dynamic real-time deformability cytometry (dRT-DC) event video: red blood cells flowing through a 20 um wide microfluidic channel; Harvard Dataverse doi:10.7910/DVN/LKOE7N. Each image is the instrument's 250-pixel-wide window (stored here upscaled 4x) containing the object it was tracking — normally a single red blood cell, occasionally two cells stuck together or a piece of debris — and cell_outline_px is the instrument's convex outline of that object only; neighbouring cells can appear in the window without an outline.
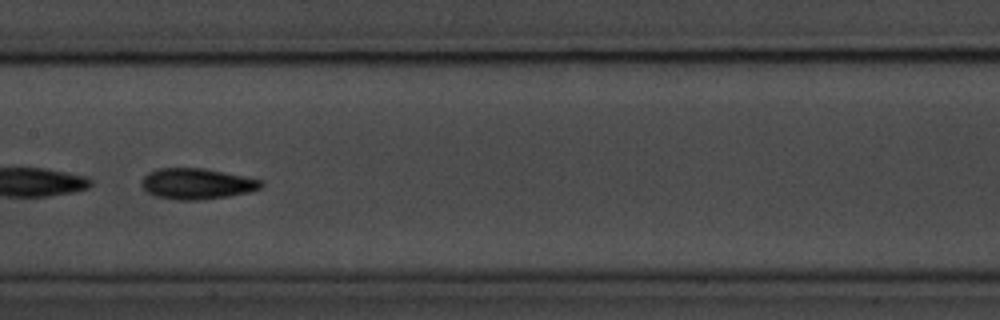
{"species": "common noctule bat (a hibernating species)", "species_latin": "Nyctalus noctula", "temperature_condition": "room temperature", "stored_images_in_passage": 29, "camera_frame_rate_fps": 3000, "um_per_image_px": 0.085, "animal": {"sex": "male", "body_mass_g": 20.1, "forearm_length_mm": 53.5}, "frame": {"image": 1, "passage_image": 17, "time_ms": 5.333, "image_size_px": [1000, 320], "cell_outline_px": [[264, 184], [260, 188], [248, 192], [228, 196], [200, 200], [176, 200], [156, 196], [148, 192], [140, 184], [140, 180], [148, 172], [156, 168], [204, 168], [264, 180]], "centroid_in_image_um": [16.72, 15.61], "position_along_channel_um": 190.7, "area_um2": 21.62}}